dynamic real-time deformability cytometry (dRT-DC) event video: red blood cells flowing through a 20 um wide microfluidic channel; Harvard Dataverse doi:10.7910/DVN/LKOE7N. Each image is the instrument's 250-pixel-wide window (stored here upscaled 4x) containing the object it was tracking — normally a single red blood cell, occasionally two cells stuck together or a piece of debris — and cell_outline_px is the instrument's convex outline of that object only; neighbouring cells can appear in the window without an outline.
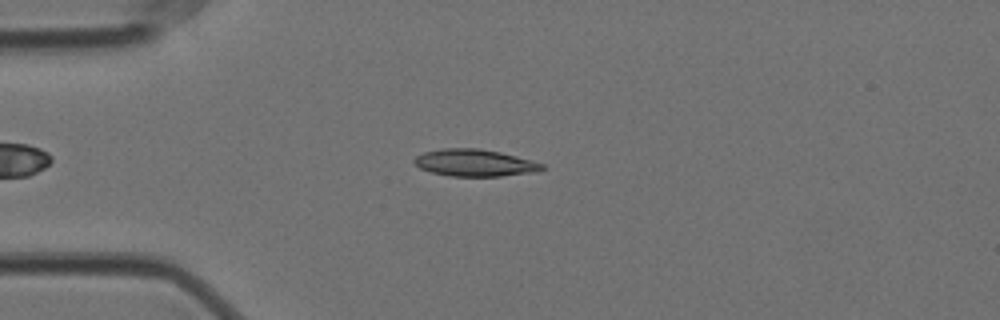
{"species": "Egyptian fruit bat (a non-hibernating species)", "species_latin": "Rousettus aegyptiacus", "temperature_condition": "cold", "stored_images_in_passage": 57, "camera_frame_rate_fps": 3000, "um_per_image_px": 0.085, "animal": {"sex": "female"}, "frame": {"image": 1, "passage_image": 14, "time_ms": 4.333, "image_size_px": [1000, 320], "cell_outline_px": [[544, 168], [536, 172], [500, 176], [448, 176], [432, 172], [420, 168], [412, 160], [416, 156], [424, 152], [444, 148], [480, 148], [500, 152], [532, 160], [544, 164]], "centroid_in_image_um": [40.35, 13.84], "position_along_channel_um": 44.6, "area_um2": 20.11}}
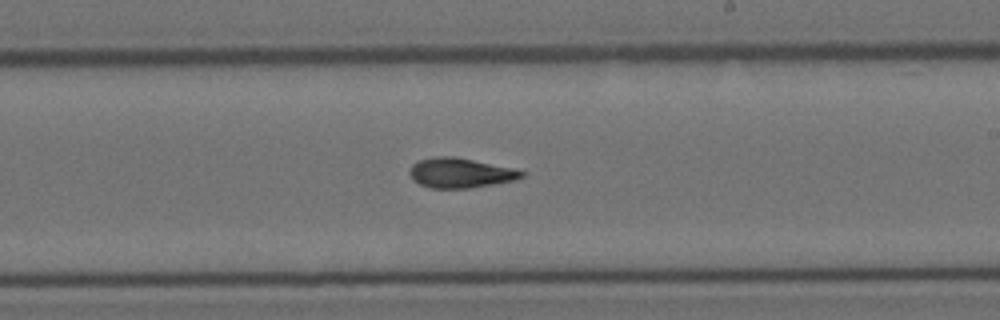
{"frame": {"image": 2, "passage_image": 33, "time_ms": 10.667, "image_size_px": [1000, 320], "cell_outline_px": [[524, 176], [512, 180], [492, 184], [468, 188], [432, 188], [420, 184], [412, 180], [408, 172], [412, 164], [416, 160], [436, 156], [456, 156], [512, 168], [524, 172]], "centroid_in_image_um": [39.05, 14.68], "position_along_channel_um": 250.0, "area_um2": 19.42}}
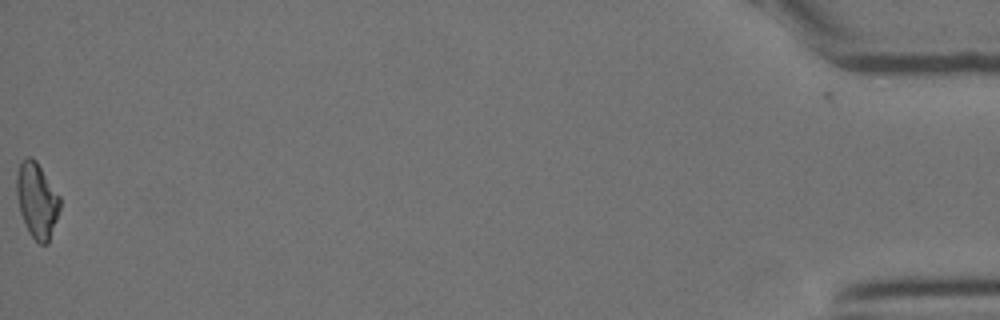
{"frame": {"image": 3, "passage_image": 57, "time_ms": 18.667, "image_size_px": [1000, 320], "cell_outline_px": [[60, 208], [48, 244], [40, 244], [28, 232], [20, 212], [16, 192], [16, 176], [20, 164], [28, 156], [32, 156], [36, 160], [60, 196]], "centroid_in_image_um": [3.14, 17.02], "position_along_channel_um": 432.1, "area_um2": 18.9}, "authors_computed_cell_mechanics": {"area_um2": 19.1896, "velocity_mm_per_s": 3.5334, "shape_relaxation_time_tau1_ms": 6.0884, "shape_relaxation_time_tau2_ms": 4.1758, "deformation_change_tau1": 0.1649, "deformation_change_tau2": 0.1055}}